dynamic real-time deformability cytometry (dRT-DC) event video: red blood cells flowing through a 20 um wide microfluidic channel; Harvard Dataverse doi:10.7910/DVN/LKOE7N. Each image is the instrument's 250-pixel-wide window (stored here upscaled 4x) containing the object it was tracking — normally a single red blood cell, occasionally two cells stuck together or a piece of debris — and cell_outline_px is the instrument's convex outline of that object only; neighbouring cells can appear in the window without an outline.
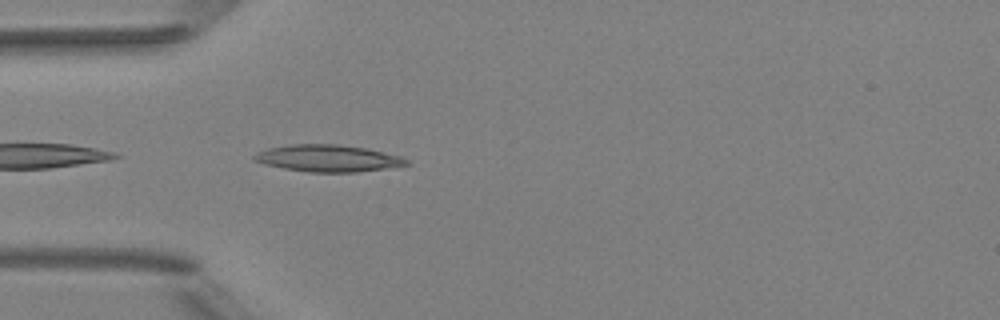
{"species": "Egyptian fruit bat (a non-hibernating species)", "species_latin": "Rousettus aegyptiacus", "temperature_condition": "room temperature", "stored_images_in_passage": 2, "camera_frame_rate_fps": 3000, "um_per_image_px": 0.085, "animal": {"sex": "female"}, "frame": {"image": 1, "passage_image": 2, "time_ms": 1.0, "image_size_px": [1000, 320], "cell_outline_px": [[408, 164], [384, 168], [356, 172], [308, 172], [284, 168], [264, 164], [252, 160], [252, 156], [256, 152], [268, 148], [292, 144], [340, 144], [364, 148], [384, 152], [400, 156], [408, 160]], "centroid_in_image_um": [27.81, 13.45], "position_along_channel_um": 57.2, "area_um2": 23.7}}